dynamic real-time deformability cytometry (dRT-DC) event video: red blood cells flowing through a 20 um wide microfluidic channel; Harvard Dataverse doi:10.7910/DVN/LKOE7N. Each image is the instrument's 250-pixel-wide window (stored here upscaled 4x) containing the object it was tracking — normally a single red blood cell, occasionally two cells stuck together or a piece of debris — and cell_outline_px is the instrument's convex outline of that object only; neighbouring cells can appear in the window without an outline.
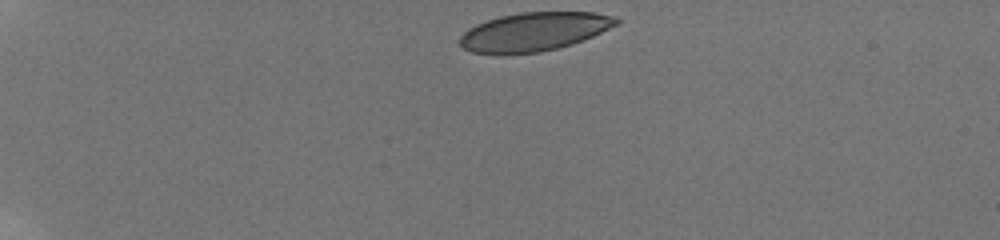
{"species": "human", "species_latin": "Homo sapiens", "temperature_condition": "room temperature", "stored_images_in_passage": 48, "camera_frame_rate_fps": 3000, "um_per_image_px": 0.085, "donor": {"sex": "male"}, "frame": {"image": 1, "passage_image": 1, "time_ms": 0.0, "image_size_px": [1000, 240], "cell_outline_px": [[620, 24], [584, 40], [572, 44], [540, 52], [504, 56], [500, 56], [472, 52], [464, 48], [460, 44], [460, 36], [468, 28], [476, 24], [500, 16], [520, 12], [596, 12], [616, 16], [620, 20]], "centroid_in_image_um": [45.41, 2.71], "position_along_channel_um": 39.6, "area_um2": 35.89}}
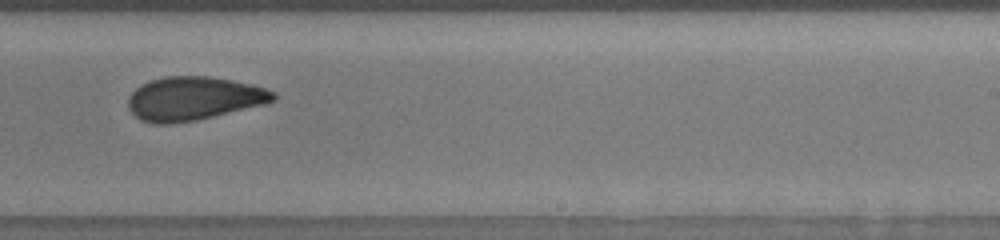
{"frame": {"image": 2, "passage_image": 27, "time_ms": 8.333, "image_size_px": [1000, 240], "cell_outline_px": [[276, 100], [268, 104], [196, 120], [172, 124], [152, 124], [140, 120], [128, 108], [128, 96], [140, 84], [164, 76], [208, 76], [232, 80], [252, 84], [276, 92]], "centroid_in_image_um": [16.47, 8.38], "position_along_channel_um": 272.5, "area_um2": 37.22}}
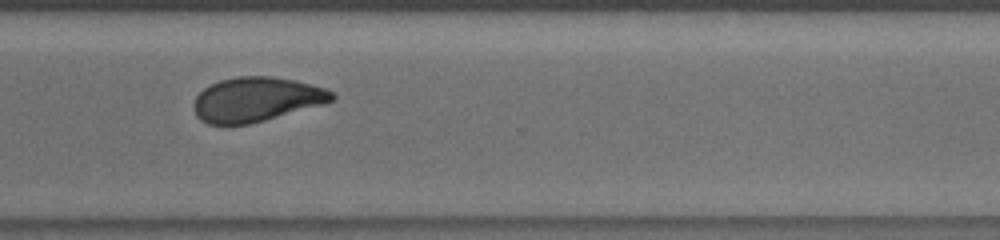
{"frame": {"image": 3, "passage_image": 35, "time_ms": 10.333, "image_size_px": [1000, 240], "cell_outline_px": [[336, 96], [332, 100], [320, 104], [264, 120], [248, 124], [208, 124], [200, 120], [196, 116], [192, 104], [196, 96], [204, 88], [220, 80], [236, 76], [272, 76], [312, 84], [324, 88], [332, 92]], "centroid_in_image_um": [21.72, 8.44], "position_along_channel_um": 348.9, "area_um2": 35.37}, "authors_computed_cell_mechanics": {"area_um2": 36.9342, "velocity_mm_per_s": 3.8099, "shape_relaxation_time_tau1_ms": 10.0725, "shape_relaxation_time_tau2_ms": 1.8351, "deformation_change_tau1": 0.2107, "deformation_change_tau2": 0.0726}}